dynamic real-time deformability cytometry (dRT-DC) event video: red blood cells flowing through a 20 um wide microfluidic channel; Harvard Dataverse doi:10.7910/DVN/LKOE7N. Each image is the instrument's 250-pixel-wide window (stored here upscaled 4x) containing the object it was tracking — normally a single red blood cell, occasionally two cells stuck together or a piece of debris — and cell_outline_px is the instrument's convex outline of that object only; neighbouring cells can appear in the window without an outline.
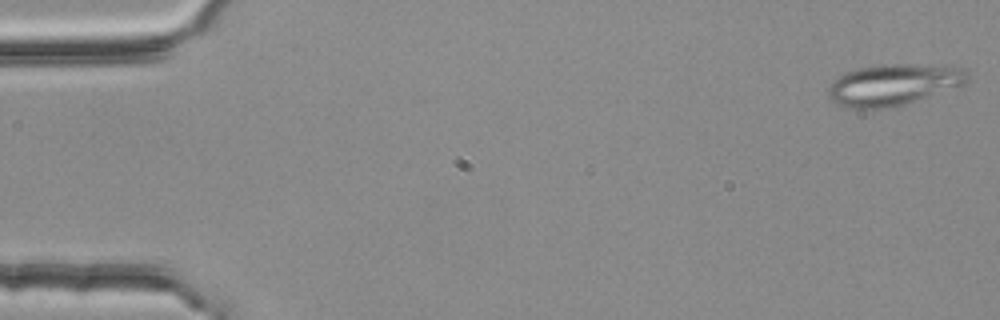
{"species": "common noctule bat (a hibernating species)", "species_latin": "Nyctalus noctula", "temperature_condition": "room temperature", "stored_images_in_passage": 4, "camera_frame_rate_fps": 3000, "um_per_image_px": 0.085, "animal": {"sex": "female", "body_mass_g": 25.1}, "frame": {"image": 1, "passage_image": 1, "time_ms": 0.0, "image_size_px": [1000, 320], "cell_outline_px": [[968, 80], [964, 84], [900, 108], [848, 108], [836, 104], [828, 96], [828, 88], [832, 80], [844, 72], [856, 68], [880, 64], [944, 64], [964, 68], [968, 72]], "centroid_in_image_um": [75.97, 7.2], "position_along_channel_um": 9.0, "area_um2": 34.62}}